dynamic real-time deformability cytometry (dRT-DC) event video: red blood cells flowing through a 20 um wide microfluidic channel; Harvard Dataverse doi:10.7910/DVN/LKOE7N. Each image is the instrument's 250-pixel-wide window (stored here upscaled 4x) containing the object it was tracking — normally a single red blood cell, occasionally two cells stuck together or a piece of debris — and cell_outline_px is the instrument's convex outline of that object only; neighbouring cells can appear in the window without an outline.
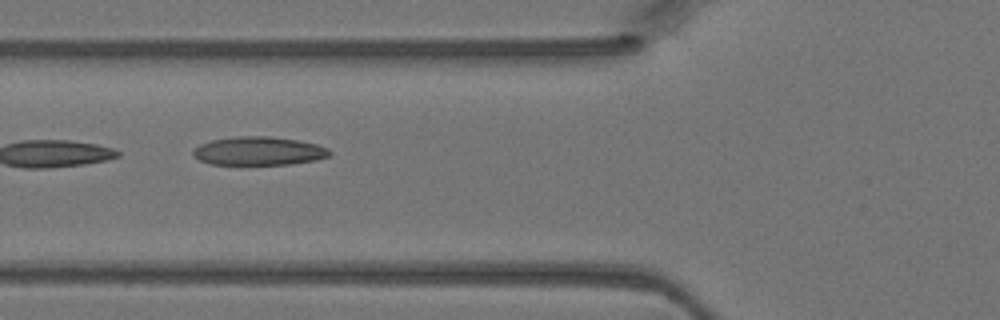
{"species": "Egyptian fruit bat (a non-hibernating species)", "species_latin": "Rousettus aegyptiacus", "temperature_condition": "warm", "stored_images_in_passage": 4, "camera_frame_rate_fps": 3000, "um_per_image_px": 0.085, "animal": {"sex": "female"}, "frame": {"image": 1, "passage_image": 4, "time_ms": 1.0, "image_size_px": [1000, 320], "cell_outline_px": [[332, 152], [328, 156], [316, 160], [292, 164], [240, 168], [212, 164], [200, 160], [192, 156], [192, 152], [200, 144], [212, 140], [240, 136], [268, 136], [296, 140], [316, 144], [328, 148]], "centroid_in_image_um": [21.96, 12.9], "position_along_channel_um": 103.8, "area_um2": 23.64}}